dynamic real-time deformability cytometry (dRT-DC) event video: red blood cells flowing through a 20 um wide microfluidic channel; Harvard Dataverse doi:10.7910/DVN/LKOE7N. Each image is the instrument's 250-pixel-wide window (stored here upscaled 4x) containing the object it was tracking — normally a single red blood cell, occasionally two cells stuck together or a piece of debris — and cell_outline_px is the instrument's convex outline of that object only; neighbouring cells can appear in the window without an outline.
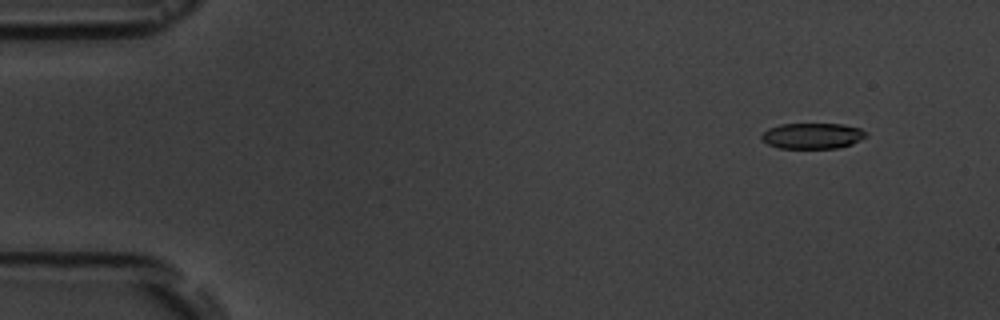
{"species": "common noctule bat (a hibernating species)", "species_latin": "Nyctalus noctula", "temperature_condition": "room temperature", "stored_images_in_passage": 5, "camera_frame_rate_fps": 3000, "um_per_image_px": 0.085, "animal": {"sex": "male", "body_mass_g": 19.5, "forearm_length_mm": 54.6}, "frame": {"image": 1, "passage_image": 1, "time_ms": 0.0, "image_size_px": [1000, 320], "cell_outline_px": [[868, 136], [852, 144], [836, 148], [780, 148], [768, 144], [760, 136], [768, 128], [780, 124], [844, 124], [860, 128]], "centroid_in_image_um": [69.07, 11.54], "position_along_channel_um": 15.9, "area_um2": 15.61}}
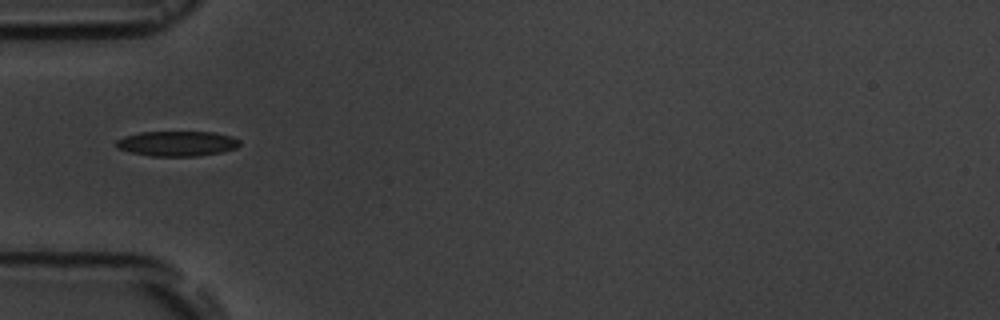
{"frame": {"image": 2, "passage_image": 4, "time_ms": 4.333, "image_size_px": [1000, 320], "cell_outline_px": [[240, 144], [236, 148], [220, 152], [196, 156], [152, 156], [132, 152], [116, 148], [116, 140], [124, 136], [140, 132], [212, 132], [232, 136], [240, 140]], "centroid_in_image_um": [15.05, 12.2], "position_along_channel_um": 70.0, "area_um2": 17.98}}
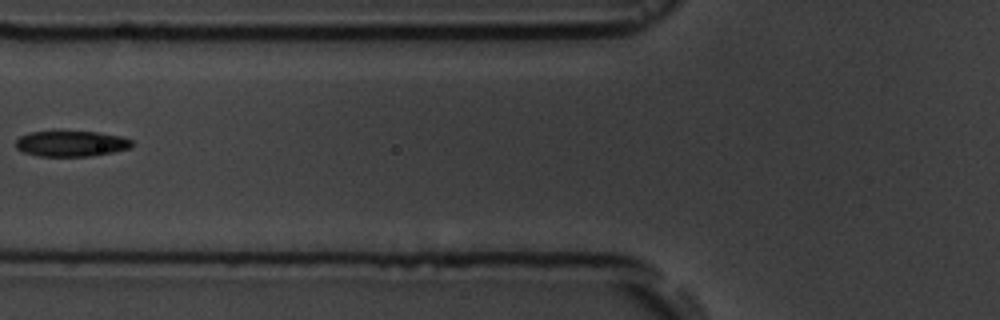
{"frame": {"image": 3, "passage_image": 5, "time_ms": 5.667, "image_size_px": [1000, 320], "cell_outline_px": [[132, 148], [92, 156], [36, 156], [24, 152], [16, 148], [16, 140], [20, 136], [28, 132], [96, 132], [120, 136], [132, 140]], "centroid_in_image_um": [6.05, 12.22], "position_along_channel_um": 119.8, "area_um2": 17.28}}